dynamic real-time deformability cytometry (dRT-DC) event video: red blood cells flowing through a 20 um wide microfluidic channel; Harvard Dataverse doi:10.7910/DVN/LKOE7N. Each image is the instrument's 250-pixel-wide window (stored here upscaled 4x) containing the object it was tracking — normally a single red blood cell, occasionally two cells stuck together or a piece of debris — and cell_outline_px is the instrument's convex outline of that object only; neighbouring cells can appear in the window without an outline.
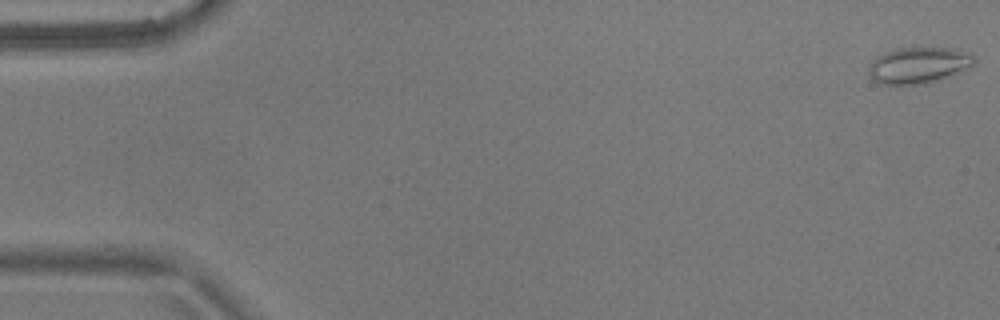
{"species": "common noctule bat (a hibernating species)", "species_latin": "Nyctalus noctula", "temperature_condition": "warm", "stored_images_in_passage": 55, "camera_frame_rate_fps": 3000, "um_per_image_px": 0.085, "animal": {"sex": "male", "body_mass_g": 17.9}, "frame": {"image": 1, "passage_image": 1, "time_ms": 0.0, "image_size_px": [1000, 320], "cell_outline_px": [[976, 60], [972, 64], [948, 76], [924, 84], [880, 84], [872, 80], [868, 72], [868, 64], [876, 56], [884, 52], [896, 48], [956, 48], [968, 52], [976, 56]], "centroid_in_image_um": [78.01, 5.53], "position_along_channel_um": 7.0, "area_um2": 22.25}}
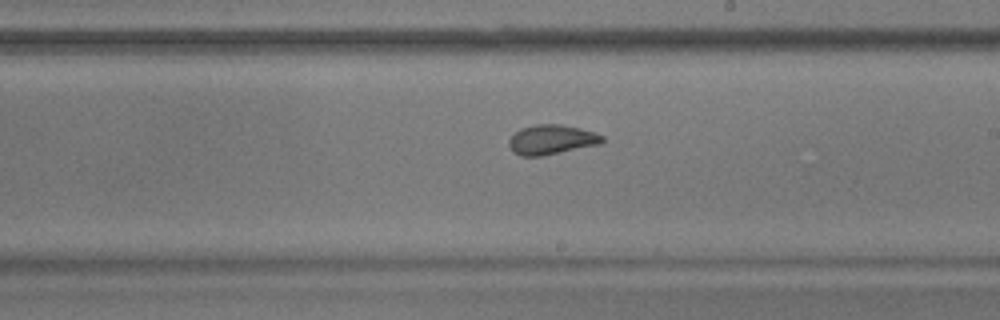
{"frame": {"image": 2, "passage_image": 32, "time_ms": 10.333, "image_size_px": [1000, 320], "cell_outline_px": [[604, 140], [600, 144], [544, 156], [520, 156], [512, 152], [508, 144], [508, 140], [520, 128], [536, 124], [560, 124], [580, 128], [604, 136]], "centroid_in_image_um": [46.85, 11.88], "position_along_channel_um": 242.1, "area_um2": 16.24}}
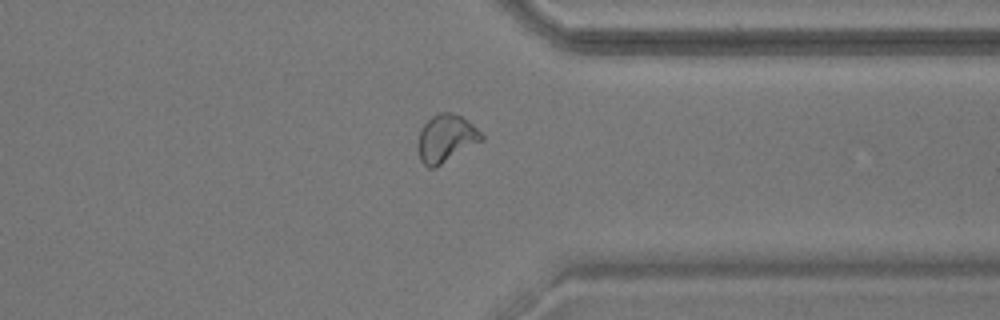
{"frame": {"image": 3, "passage_image": 43, "time_ms": 14.0, "image_size_px": [1000, 320], "cell_outline_px": [[484, 140], [436, 168], [428, 168], [420, 160], [416, 148], [416, 144], [420, 128], [432, 116], [440, 112], [448, 112], [460, 116], [468, 120], [484, 136]], "centroid_in_image_um": [37.88, 11.79], "position_along_channel_um": 373.5, "area_um2": 17.98}, "authors_computed_cell_mechanics": {"area_um2": 17.8024, "velocity_mm_per_s": 3.6617, "shape_relaxation_time_tau1_ms": 4.3684, "shape_relaxation_time_tau2_ms": 0.8048, "deformation_change_tau1": 0.13, "deformation_change_tau2": 0.0547}}